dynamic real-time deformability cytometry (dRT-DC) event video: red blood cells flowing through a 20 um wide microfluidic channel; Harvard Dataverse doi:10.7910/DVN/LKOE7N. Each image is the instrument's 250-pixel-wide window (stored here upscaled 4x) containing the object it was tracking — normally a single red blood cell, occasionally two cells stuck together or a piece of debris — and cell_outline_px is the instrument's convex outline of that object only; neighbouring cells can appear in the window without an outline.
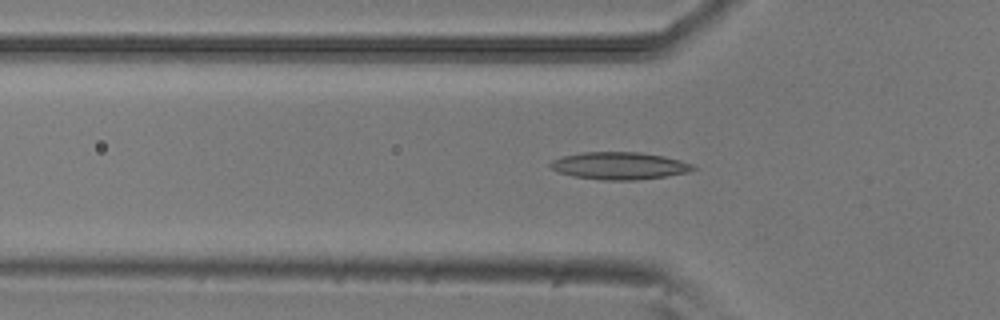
{"species": "common noctule bat (a hibernating species)", "species_latin": "Nyctalus noctula", "temperature_condition": "room temperature", "stored_images_in_passage": 52, "camera_frame_rate_fps": 3000, "um_per_image_px": 0.085, "animal": {"sex": "male", "body_mass_g": 20.5, "forearm_length_mm": 52.5}, "frame": {"image": 1, "passage_image": 16, "time_ms": 5.0, "image_size_px": [1000, 320], "cell_outline_px": [[696, 168], [688, 172], [664, 176], [636, 180], [604, 180], [572, 176], [560, 172], [552, 168], [548, 164], [552, 160], [564, 156], [584, 152], [640, 152], [664, 156], [680, 160], [692, 164]], "centroid_in_image_um": [52.65, 14.08], "position_along_channel_um": 73.2, "area_um2": 22.54}}
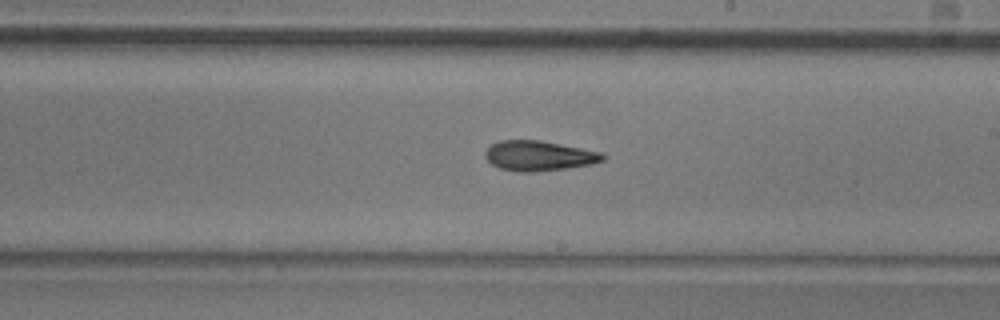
{"frame": {"image": 2, "passage_image": 29, "time_ms": 9.333, "image_size_px": [1000, 320], "cell_outline_px": [[608, 156], [604, 160], [592, 164], [564, 168], [532, 172], [516, 172], [500, 168], [492, 164], [484, 156], [484, 152], [492, 144], [500, 140], [540, 140], [604, 152]], "centroid_in_image_um": [45.84, 13.23], "position_along_channel_um": 243.2, "area_um2": 20.69}}
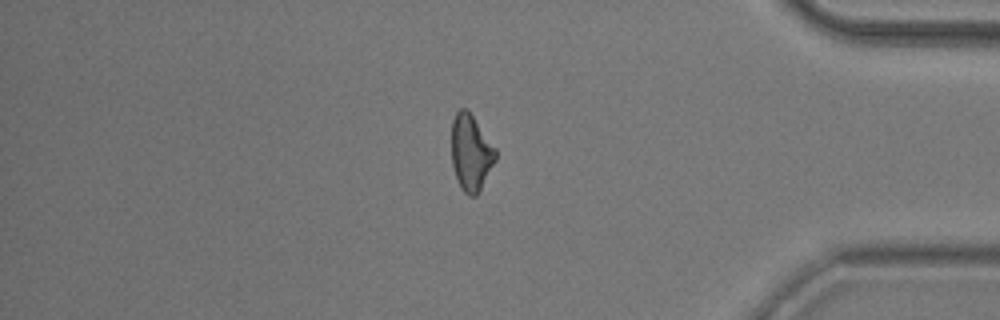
{"frame": {"image": 3, "passage_image": 43, "time_ms": 14.0, "image_size_px": [1000, 320], "cell_outline_px": [[496, 160], [476, 196], [468, 196], [460, 188], [452, 164], [452, 120], [456, 112], [460, 108], [468, 108], [496, 148]], "centroid_in_image_um": [40.03, 12.94], "position_along_channel_um": 395.2, "area_um2": 19.65}, "authors_computed_cell_mechanics": {"area_um2": 20.2589, "velocity_mm_per_s": 3.897, "shape_relaxation_time_tau1_ms": 6.976, "shape_relaxation_time_tau2_ms": 4.7324, "deformation_change_tau1": 0.1828, "deformation_change_tau2": 0.1509}}